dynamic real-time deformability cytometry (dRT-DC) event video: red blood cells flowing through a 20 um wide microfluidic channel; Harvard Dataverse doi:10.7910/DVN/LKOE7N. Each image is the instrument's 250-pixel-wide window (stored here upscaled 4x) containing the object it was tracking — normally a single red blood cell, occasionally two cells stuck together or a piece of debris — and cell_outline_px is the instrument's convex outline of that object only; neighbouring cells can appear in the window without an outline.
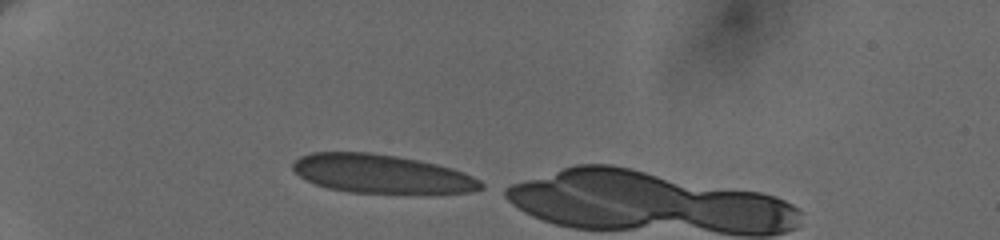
{"species": "human", "species_latin": "Homo sapiens", "temperature_condition": "cold", "stored_images_in_passage": 2, "camera_frame_rate_fps": 3000, "um_per_image_px": 0.085, "donor": {"sex": "female"}, "frame": {"image": 1, "passage_image": 1, "time_ms": 0.0, "image_size_px": [1000, 240], "cell_outline_px": [[484, 188], [468, 192], [348, 192], [328, 188], [316, 184], [300, 176], [292, 168], [292, 164], [300, 156], [312, 152], [372, 152], [396, 156], [436, 164], [452, 168], [464, 172], [480, 180], [484, 184]], "centroid_in_image_um": [32.4, 14.76], "position_along_channel_um": 52.6, "area_um2": 41.79}}